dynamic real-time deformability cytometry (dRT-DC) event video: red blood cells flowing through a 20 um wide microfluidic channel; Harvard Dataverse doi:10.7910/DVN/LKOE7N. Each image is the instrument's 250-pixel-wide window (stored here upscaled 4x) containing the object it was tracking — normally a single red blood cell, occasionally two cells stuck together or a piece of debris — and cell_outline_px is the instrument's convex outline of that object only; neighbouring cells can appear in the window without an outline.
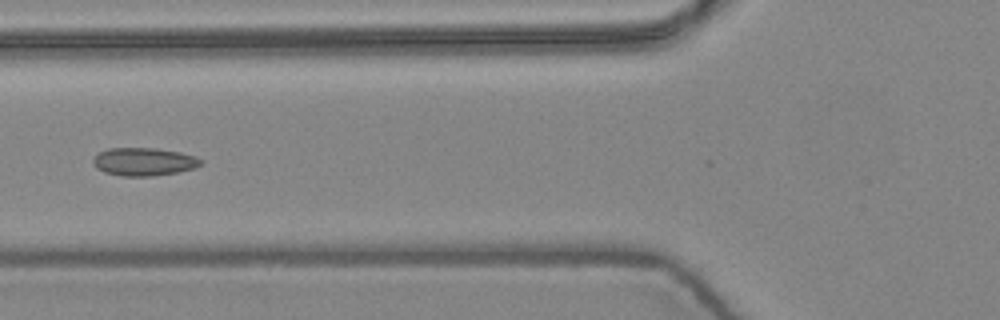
{"species": "common noctule bat (a hibernating species)", "species_latin": "Nyctalus noctula", "temperature_condition": "warm", "stored_images_in_passage": 10, "camera_frame_rate_fps": 3000, "um_per_image_px": 0.085, "animal": {"sex": "female", "body_mass_g": 24.6, "forearm_length_mm": 56.2}, "frame": {"image": 1, "passage_image": 6, "time_ms": 1.667, "image_size_px": [1000, 320], "cell_outline_px": [[204, 160], [196, 168], [176, 172], [152, 176], [120, 176], [104, 172], [96, 168], [92, 164], [92, 160], [100, 152], [108, 148], [156, 148], [180, 152], [196, 156]], "centroid_in_image_um": [12.23, 13.74], "position_along_channel_um": 113.6, "area_um2": 17.69}}
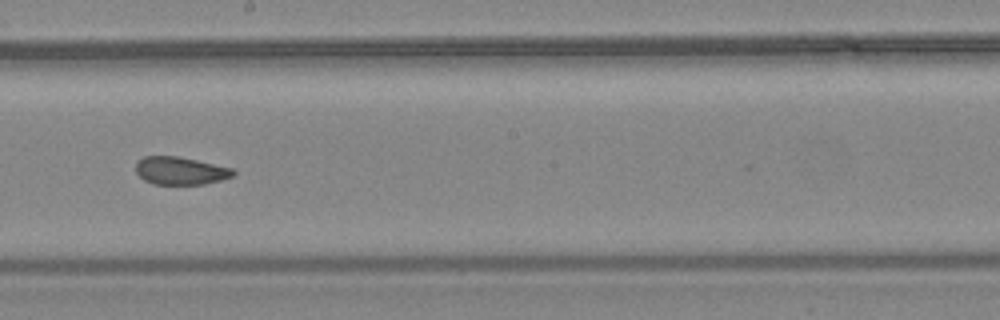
{"frame": {"image": 2, "passage_image": 9, "time_ms": 2.667, "image_size_px": [1000, 320], "cell_outline_px": [[236, 172], [232, 176], [220, 180], [204, 184], [152, 184], [144, 180], [136, 172], [136, 160], [144, 156], [176, 156], [196, 160], [232, 168]], "centroid_in_image_um": [15.3, 14.51], "position_along_channel_um": 232.9, "area_um2": 15.72}}
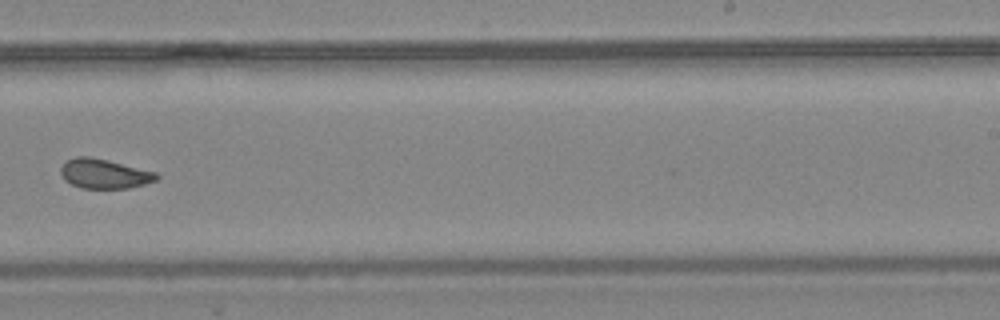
{"frame": {"image": 3, "passage_image": 10, "time_ms": 3.0, "image_size_px": [1000, 320], "cell_outline_px": [[160, 176], [156, 180], [144, 184], [128, 188], [80, 188], [64, 180], [60, 172], [60, 168], [68, 160], [76, 156], [88, 156], [108, 160], [156, 172]], "centroid_in_image_um": [8.86, 14.77], "position_along_channel_um": 280.1, "area_um2": 16.42}}